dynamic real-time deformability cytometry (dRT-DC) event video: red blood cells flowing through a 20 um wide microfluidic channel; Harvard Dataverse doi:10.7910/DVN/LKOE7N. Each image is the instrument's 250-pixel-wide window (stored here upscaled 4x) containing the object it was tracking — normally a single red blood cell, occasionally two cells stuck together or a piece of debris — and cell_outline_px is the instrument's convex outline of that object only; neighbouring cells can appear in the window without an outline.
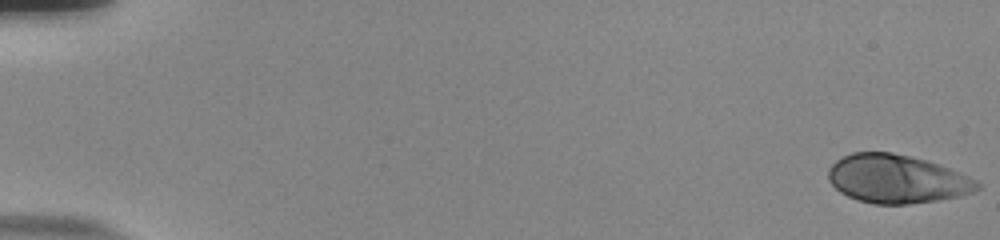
{"species": "human", "species_latin": "Homo sapiens", "temperature_condition": "room temperature", "stored_images_in_passage": 54, "camera_frame_rate_fps": 3000, "um_per_image_px": 0.085, "donor": {"sex": "male"}, "frame": {"image": 1, "passage_image": 1, "time_ms": 0.0, "image_size_px": [1000, 240], "cell_outline_px": [[980, 188], [972, 192], [940, 200], [908, 204], [876, 204], [856, 200], [840, 192], [828, 180], [828, 168], [836, 160], [852, 152], [892, 152], [924, 160], [948, 168], [968, 176], [976, 180], [980, 184]], "centroid_in_image_um": [76.19, 15.22], "position_along_channel_um": 8.8, "area_um2": 41.79}}
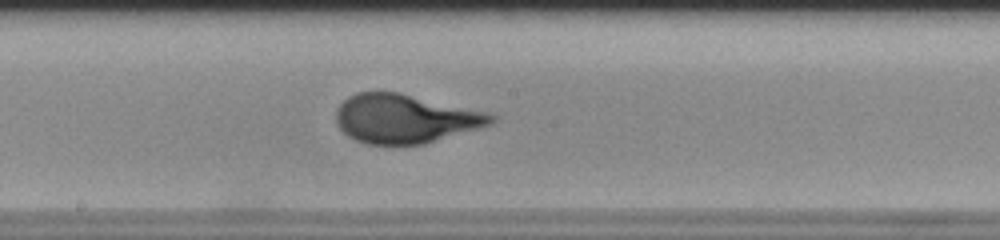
{"frame": {"image": 2, "passage_image": 31, "time_ms": 10.0, "image_size_px": [1000, 240], "cell_outline_px": [[496, 120], [492, 124], [424, 144], [364, 144], [348, 136], [340, 128], [336, 120], [336, 108], [348, 96], [356, 92], [400, 92], [488, 112], [496, 116]], "centroid_in_image_um": [34.43, 10.08], "position_along_channel_um": 213.8, "area_um2": 44.22}}
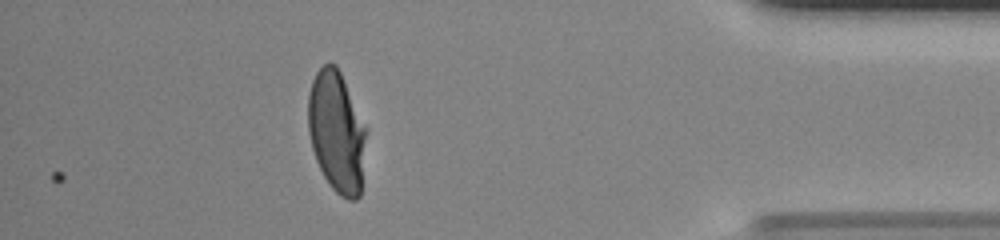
{"frame": {"image": 3, "passage_image": 49, "time_ms": 16.0, "image_size_px": [1000, 240], "cell_outline_px": [[368, 128], [360, 196], [356, 200], [348, 200], [340, 196], [328, 184], [316, 160], [312, 148], [308, 132], [308, 96], [312, 80], [316, 72], [328, 60], [336, 64]], "centroid_in_image_um": [28.63, 11.2], "position_along_channel_um": 406.6, "area_um2": 41.73}, "authors_computed_cell_mechanics": {"area_um2": 42.483, "velocity_mm_per_s": 3.84, "shape_relaxation_time_tau1_ms": 6.3288, "shape_relaxation_time_tau2_ms": null, "deformation_change_tau1": 0.2544, "deformation_change_tau2": null}}